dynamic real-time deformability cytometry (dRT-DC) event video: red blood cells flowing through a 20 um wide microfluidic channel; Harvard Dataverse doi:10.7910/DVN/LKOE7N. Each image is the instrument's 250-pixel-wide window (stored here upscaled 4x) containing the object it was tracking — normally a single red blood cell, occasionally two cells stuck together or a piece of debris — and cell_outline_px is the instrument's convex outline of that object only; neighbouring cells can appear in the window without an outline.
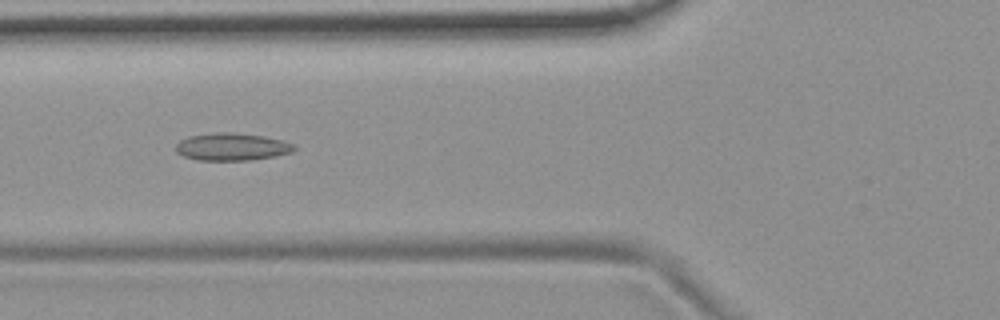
{"species": "common noctule bat (a hibernating species)", "species_latin": "Nyctalus noctula", "temperature_condition": "room temperature", "stored_images_in_passage": 49, "camera_frame_rate_fps": 3000, "um_per_image_px": 0.085, "animal": {"sex": "female", "body_mass_g": 19.9}, "frame": {"image": 1, "passage_image": 15, "time_ms": 4.667, "image_size_px": [1000, 320], "cell_outline_px": [[296, 148], [292, 152], [252, 160], [196, 160], [184, 156], [176, 152], [176, 144], [180, 140], [188, 136], [216, 132], [232, 132], [264, 136], [284, 140], [296, 144]], "centroid_in_image_um": [19.72, 12.47], "position_along_channel_um": 106.1, "area_um2": 19.07}}
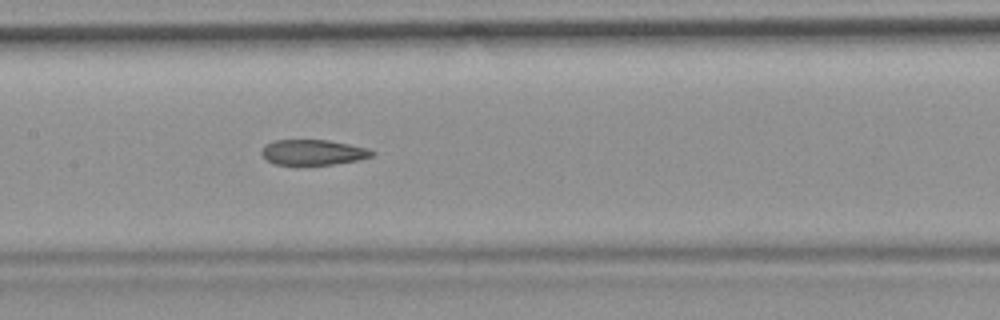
{"frame": {"image": 2, "passage_image": 21, "time_ms": 6.667, "image_size_px": [1000, 320], "cell_outline_px": [[376, 152], [372, 156], [356, 160], [332, 164], [296, 168], [276, 164], [268, 160], [260, 152], [264, 144], [272, 140], [328, 140], [368, 148]], "centroid_in_image_um": [26.54, 12.98], "position_along_channel_um": 180.9, "area_um2": 16.94}}
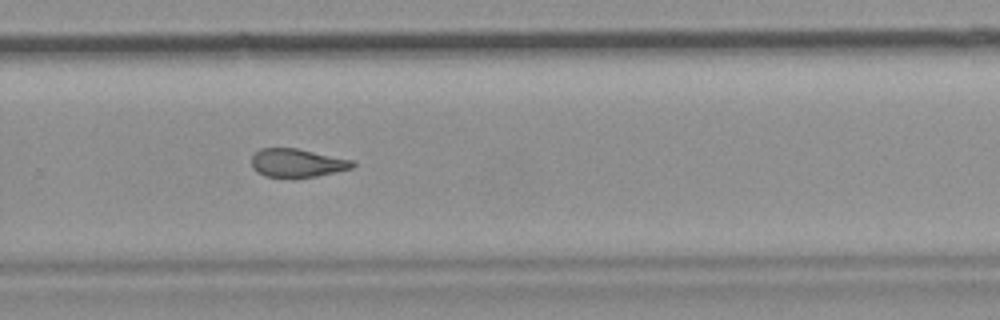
{"frame": {"image": 3, "passage_image": 31, "time_ms": 10.0, "image_size_px": [1000, 320], "cell_outline_px": [[356, 164], [352, 168], [336, 172], [316, 176], [292, 180], [264, 176], [252, 168], [252, 156], [260, 148], [296, 148], [356, 160]], "centroid_in_image_um": [25.27, 13.88], "position_along_channel_um": 304.5, "area_um2": 17.34}, "authors_computed_cell_mechanics": {"area_um2": 18.0336, "velocity_mm_per_s": 3.726, "shape_relaxation_time_tau1_ms": null, "shape_relaxation_time_tau2_ms": 2.6048, "deformation_change_tau1": null, "deformation_change_tau2": 0.0986}}